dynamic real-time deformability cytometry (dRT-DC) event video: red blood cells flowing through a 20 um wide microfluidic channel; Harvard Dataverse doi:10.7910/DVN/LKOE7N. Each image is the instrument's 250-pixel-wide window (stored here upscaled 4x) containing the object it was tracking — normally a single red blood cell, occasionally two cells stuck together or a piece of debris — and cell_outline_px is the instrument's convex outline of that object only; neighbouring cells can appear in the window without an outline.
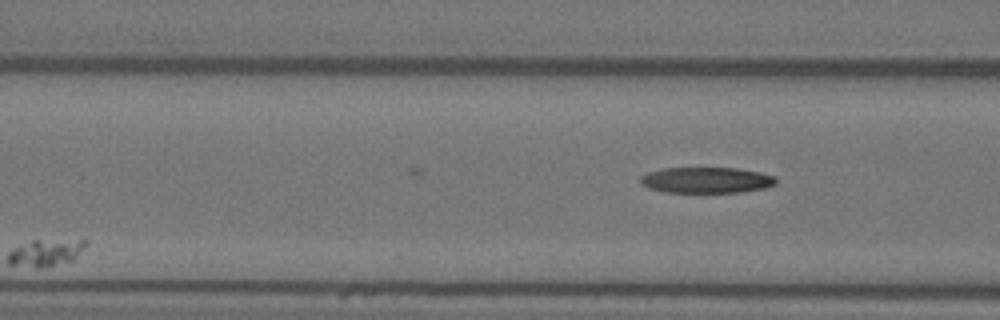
{"species": "Egyptian fruit bat (a non-hibernating species)", "species_latin": "Rousettus aegyptiacus", "temperature_condition": "warm", "stored_images_in_passage": 7, "segment_of_instrument_passage": [2, 2], "camera_frame_rate_fps": 3000, "um_per_image_px": 0.085, "animal": {"sex": "female"}, "frame": {"image": 1, "passage_image": 7, "time_ms": 2.0, "image_size_px": [1000, 320], "cell_outline_px": [[776, 184], [764, 188], [740, 192], [664, 192], [648, 188], [640, 184], [640, 176], [648, 172], [664, 168], [736, 168], [760, 172], [772, 176], [776, 180]], "centroid_in_image_um": [60.0, 15.31], "position_along_channel_um": 106.6, "area_um2": 20.4}}